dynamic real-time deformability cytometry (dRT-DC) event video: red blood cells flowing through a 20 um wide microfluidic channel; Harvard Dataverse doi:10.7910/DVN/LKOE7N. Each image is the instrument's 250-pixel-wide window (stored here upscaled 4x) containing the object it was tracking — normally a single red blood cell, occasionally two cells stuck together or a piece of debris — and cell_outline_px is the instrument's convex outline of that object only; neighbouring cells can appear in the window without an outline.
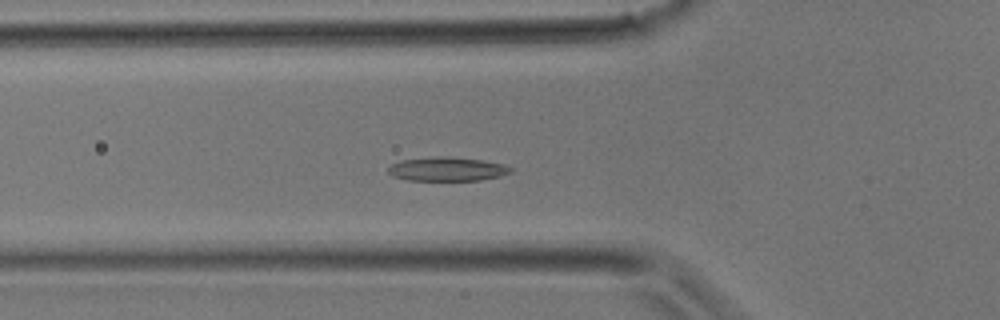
{"species": "common noctule bat (a hibernating species)", "species_latin": "Nyctalus noctula", "temperature_condition": "room temperature", "stored_images_in_passage": 28, "camera_frame_rate_fps": 3000, "um_per_image_px": 0.085, "animal": {"sex": "male", "body_mass_g": 17.9}, "frame": {"image": 1, "passage_image": 10, "time_ms": 3.0, "image_size_px": [1000, 320], "cell_outline_px": [[512, 172], [500, 176], [480, 180], [408, 180], [392, 176], [388, 172], [388, 168], [392, 164], [400, 160], [436, 156], [448, 156], [480, 160], [504, 164], [512, 168]], "centroid_in_image_um": [38.0, 14.37], "position_along_channel_um": 87.8, "area_um2": 17.05}}
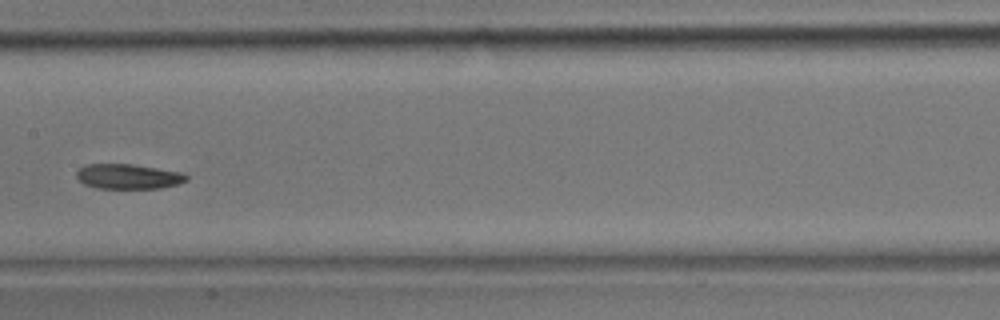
{"frame": {"image": 2, "passage_image": 16, "time_ms": 5.0, "image_size_px": [1000, 320], "cell_outline_px": [[188, 180], [180, 184], [160, 188], [96, 188], [84, 184], [76, 176], [76, 172], [84, 164], [132, 164], [184, 172], [188, 176]], "centroid_in_image_um": [10.94, 14.99], "position_along_channel_um": 196.5, "area_um2": 16.13}}
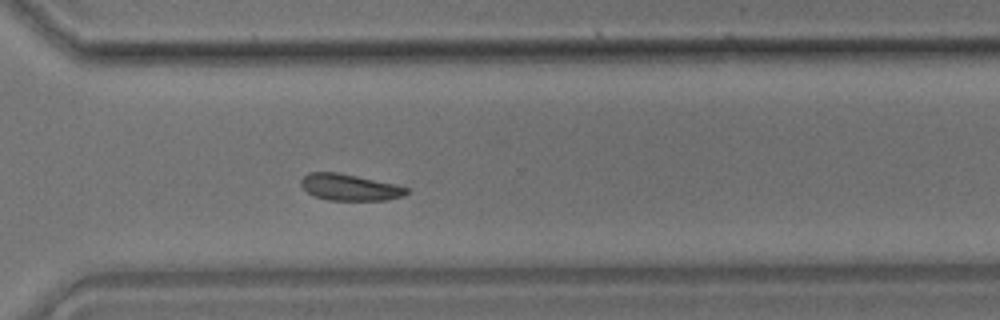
{"frame": {"image": 3, "passage_image": 24, "time_ms": 7.667, "image_size_px": [1000, 320], "cell_outline_px": [[408, 192], [404, 196], [384, 200], [328, 200], [316, 196], [308, 192], [300, 184], [300, 180], [308, 172], [336, 172], [396, 184], [408, 188]], "centroid_in_image_um": [29.72, 15.92], "position_along_channel_um": 340.9, "area_um2": 16.13}}